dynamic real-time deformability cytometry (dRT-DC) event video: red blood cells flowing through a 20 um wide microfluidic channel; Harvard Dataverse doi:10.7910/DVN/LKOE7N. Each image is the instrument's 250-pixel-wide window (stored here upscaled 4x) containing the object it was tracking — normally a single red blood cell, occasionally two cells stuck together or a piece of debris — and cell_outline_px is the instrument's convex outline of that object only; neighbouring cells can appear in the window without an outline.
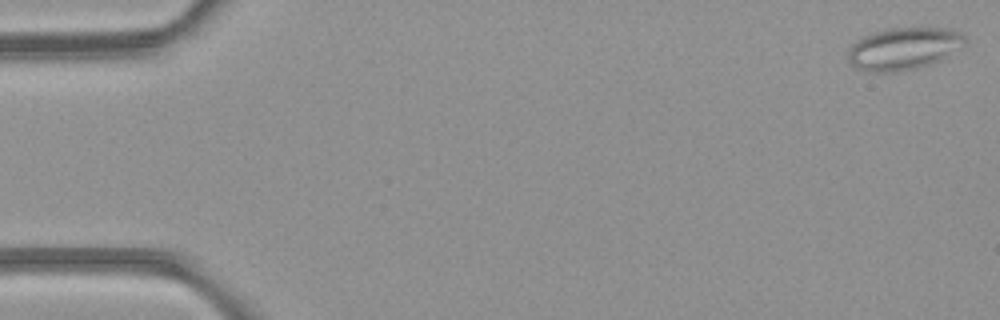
{"species": "common noctule bat (a hibernating species)", "species_latin": "Nyctalus noctula", "temperature_condition": "room temperature", "stored_images_in_passage": 4, "camera_frame_rate_fps": 3000, "um_per_image_px": 0.085, "animal": {"sex": "female", "body_mass_g": 21.9}, "frame": {"image": 1, "passage_image": 1, "time_ms": 0.0, "image_size_px": [1000, 320], "cell_outline_px": [[968, 44], [948, 56], [932, 64], [920, 68], [896, 72], [868, 72], [856, 68], [848, 60], [848, 52], [852, 44], [856, 40], [864, 36], [888, 28], [952, 28], [960, 32], [968, 40]], "centroid_in_image_um": [76.87, 4.14], "position_along_channel_um": 8.1, "area_um2": 29.25}}